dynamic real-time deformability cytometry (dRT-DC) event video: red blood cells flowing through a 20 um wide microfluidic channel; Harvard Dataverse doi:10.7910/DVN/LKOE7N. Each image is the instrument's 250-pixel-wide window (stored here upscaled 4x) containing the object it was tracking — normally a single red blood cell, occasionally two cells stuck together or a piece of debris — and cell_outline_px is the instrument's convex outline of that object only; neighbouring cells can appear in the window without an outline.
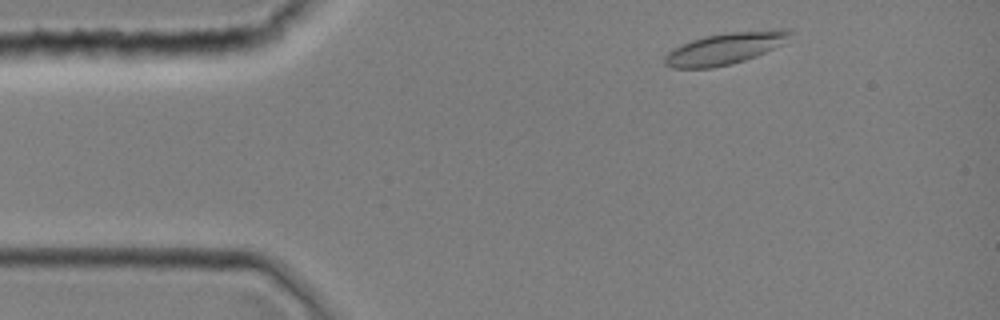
{"species": "common noctule bat (a hibernating species)", "species_latin": "Nyctalus noctula", "temperature_condition": "room temperature", "stored_images_in_passage": 9, "camera_frame_rate_fps": 3000, "um_per_image_px": 0.085, "animal": {"sex": "female", "body_mass_g": 19.0, "forearm_length_mm": 51.5}, "frame": {"image": 1, "passage_image": 3, "time_ms": 0.667, "image_size_px": [1000, 320], "cell_outline_px": [[792, 32], [784, 44], [756, 56], [732, 64], [712, 68], [672, 68], [664, 64], [664, 56], [672, 48], [680, 44], [692, 40], [708, 36], [732, 32], [780, 28], [792, 28]], "centroid_in_image_um": [61.65, 4.11], "position_along_channel_um": 23.3, "area_um2": 23.29}}
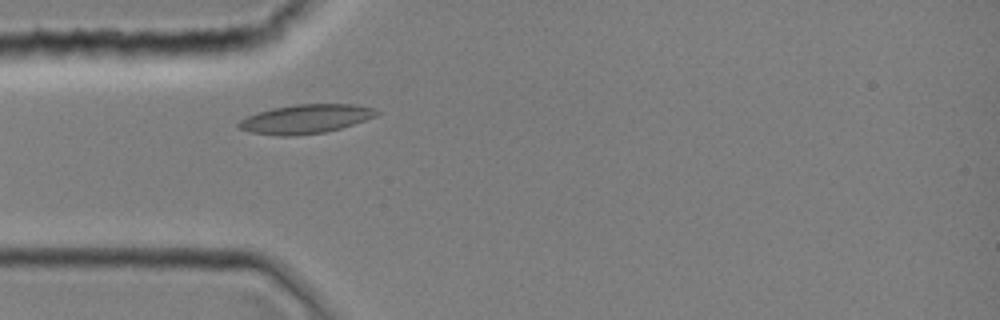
{"frame": {"image": 2, "passage_image": 9, "time_ms": 2.667, "image_size_px": [1000, 320], "cell_outline_px": [[380, 112], [376, 116], [340, 128], [324, 132], [296, 136], [280, 136], [252, 132], [236, 128], [236, 124], [240, 120], [256, 112], [272, 108], [296, 104], [356, 104], [372, 108]], "centroid_in_image_um": [25.93, 10.11], "position_along_channel_um": 59.1, "area_um2": 23.29}}